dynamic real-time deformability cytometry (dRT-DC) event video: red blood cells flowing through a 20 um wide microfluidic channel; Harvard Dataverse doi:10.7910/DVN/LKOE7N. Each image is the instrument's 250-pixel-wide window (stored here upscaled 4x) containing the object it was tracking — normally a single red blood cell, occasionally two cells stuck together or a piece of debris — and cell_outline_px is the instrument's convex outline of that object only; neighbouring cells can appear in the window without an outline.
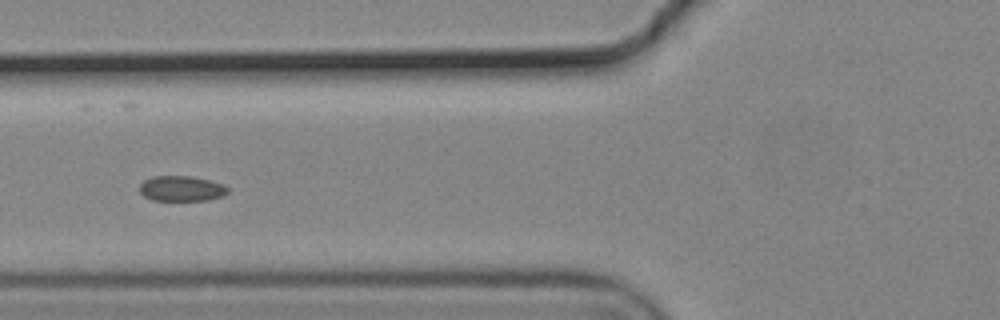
{"species": "common noctule bat (a hibernating species)", "species_latin": "Nyctalus noctula", "temperature_condition": "cold", "stored_images_in_passage": 57, "camera_frame_rate_fps": 3000, "um_per_image_px": 0.085, "animal": {"sex": "male", "body_mass_g": 19.2, "forearm_length_mm": 51.8}, "frame": {"image": 1, "passage_image": 23, "time_ms": 7.333, "image_size_px": [1000, 320], "cell_outline_px": [[228, 192], [220, 196], [208, 200], [152, 200], [144, 196], [140, 192], [140, 184], [144, 180], [152, 176], [192, 176], [224, 184], [228, 188]], "centroid_in_image_um": [15.41, 16.02], "position_along_channel_um": 110.4, "area_um2": 12.95}}
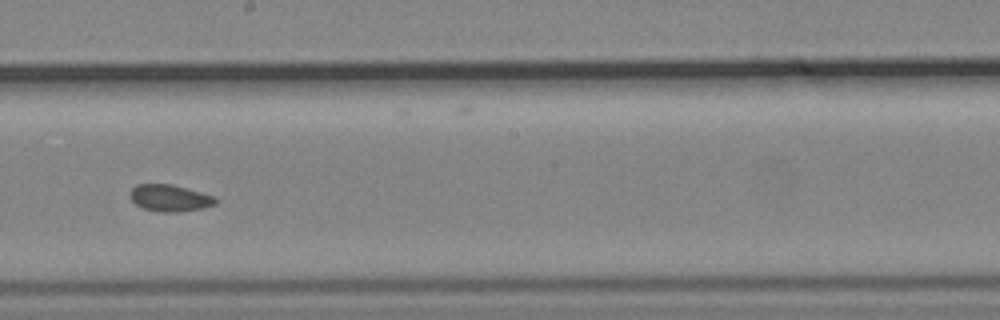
{"frame": {"image": 2, "passage_image": 33, "time_ms": 10.667, "image_size_px": [1000, 320], "cell_outline_px": [[216, 204], [200, 208], [176, 212], [160, 212], [144, 208], [136, 204], [128, 196], [128, 192], [136, 184], [172, 184], [200, 192], [212, 196], [216, 200]], "centroid_in_image_um": [14.36, 16.82], "position_along_channel_um": 233.8, "area_um2": 13.18}}
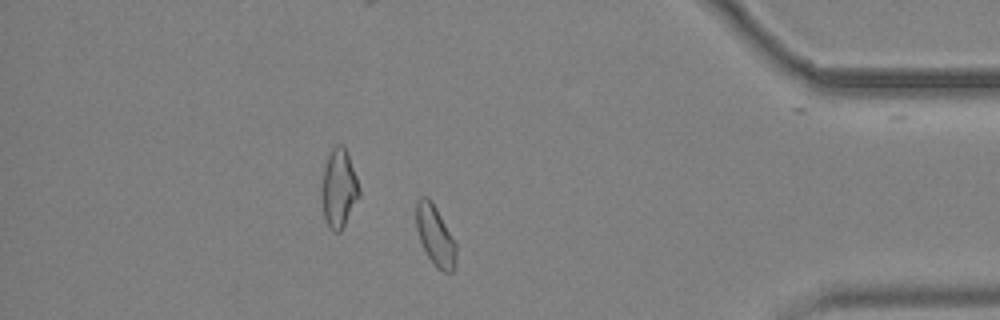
{"frame": {"image": 3, "passage_image": 49, "time_ms": 16.0, "image_size_px": [1000, 320], "cell_outline_px": [[456, 264], [452, 272], [444, 272], [436, 268], [428, 256], [420, 240], [416, 228], [416, 200], [420, 196], [428, 196], [432, 200], [456, 244]], "centroid_in_image_um": [36.98, 20.01], "position_along_channel_um": 398.2, "area_um2": 14.05}, "authors_computed_cell_mechanics": {"area_um2": 13.9298, "velocity_mm_per_s": 3.6948, "shape_relaxation_time_tau1_ms": null, "shape_relaxation_time_tau2_ms": 2.2912, "deformation_change_tau1": null, "deformation_change_tau2": 0.0567}}